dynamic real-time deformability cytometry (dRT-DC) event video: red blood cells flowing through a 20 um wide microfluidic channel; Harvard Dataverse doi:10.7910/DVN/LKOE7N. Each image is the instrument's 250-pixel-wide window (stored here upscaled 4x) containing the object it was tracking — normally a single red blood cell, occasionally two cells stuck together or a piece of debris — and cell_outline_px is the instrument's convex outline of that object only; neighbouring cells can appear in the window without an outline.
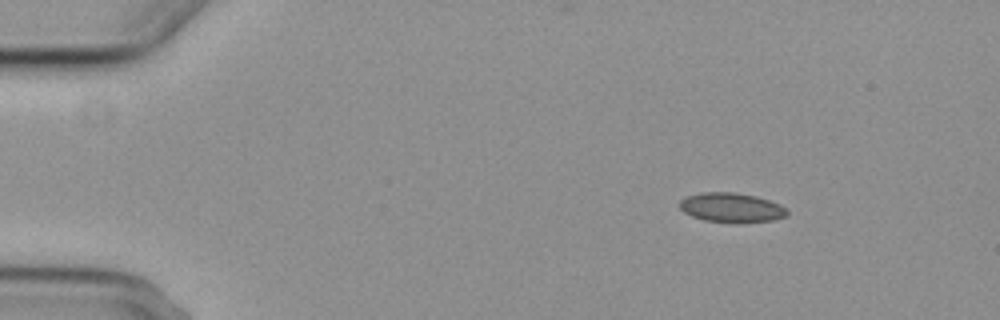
{"species": "common noctule bat (a hibernating species)", "species_latin": "Nyctalus noctula", "temperature_condition": "cold", "stored_images_in_passage": 7, "camera_frame_rate_fps": 3000, "um_per_image_px": 0.085, "animal": {"sex": "female", "body_mass_g": 29.2, "forearm_length_mm": 56.3}, "frame": {"image": 1, "passage_image": 2, "time_ms": 1.0, "image_size_px": [1000, 320], "cell_outline_px": [[788, 216], [772, 220], [704, 220], [692, 216], [684, 212], [680, 208], [680, 200], [688, 196], [700, 192], [736, 192], [756, 196], [780, 204], [788, 208]], "centroid_in_image_um": [62.18, 17.59], "position_along_channel_um": 22.8, "area_um2": 17.8}}
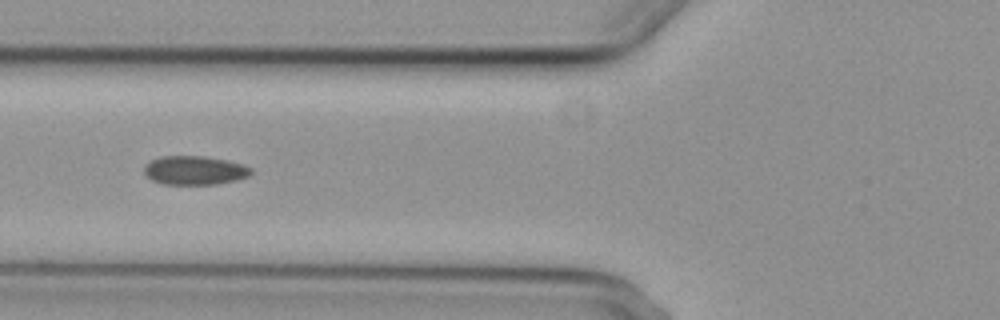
{"frame": {"image": 2, "passage_image": 6, "time_ms": 5.667, "image_size_px": [1000, 320], "cell_outline_px": [[252, 172], [248, 176], [236, 180], [216, 184], [164, 184], [152, 180], [144, 172], [144, 164], [160, 156], [204, 156], [228, 160], [244, 164], [252, 168]], "centroid_in_image_um": [16.56, 14.47], "position_along_channel_um": 109.2, "area_um2": 18.03}}
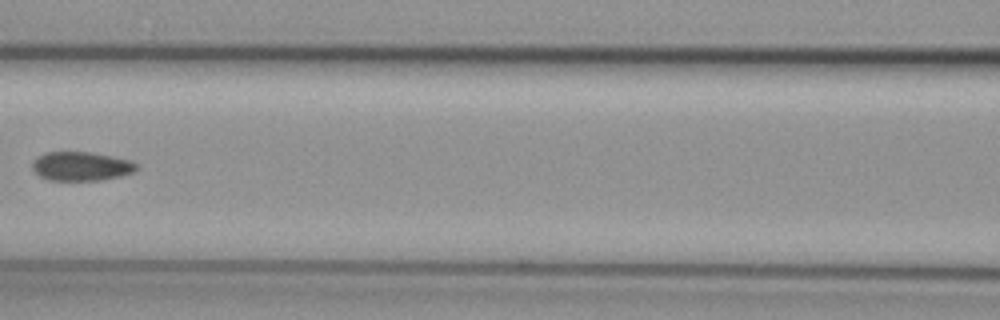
{"frame": {"image": 3, "passage_image": 7, "time_ms": 7.0, "image_size_px": [1000, 320], "cell_outline_px": [[140, 168], [132, 172], [120, 176], [100, 180], [48, 180], [40, 176], [32, 168], [32, 164], [44, 152], [88, 152], [112, 156], [132, 160]], "centroid_in_image_um": [6.93, 14.13], "position_along_channel_um": 159.7, "area_um2": 17.46}}